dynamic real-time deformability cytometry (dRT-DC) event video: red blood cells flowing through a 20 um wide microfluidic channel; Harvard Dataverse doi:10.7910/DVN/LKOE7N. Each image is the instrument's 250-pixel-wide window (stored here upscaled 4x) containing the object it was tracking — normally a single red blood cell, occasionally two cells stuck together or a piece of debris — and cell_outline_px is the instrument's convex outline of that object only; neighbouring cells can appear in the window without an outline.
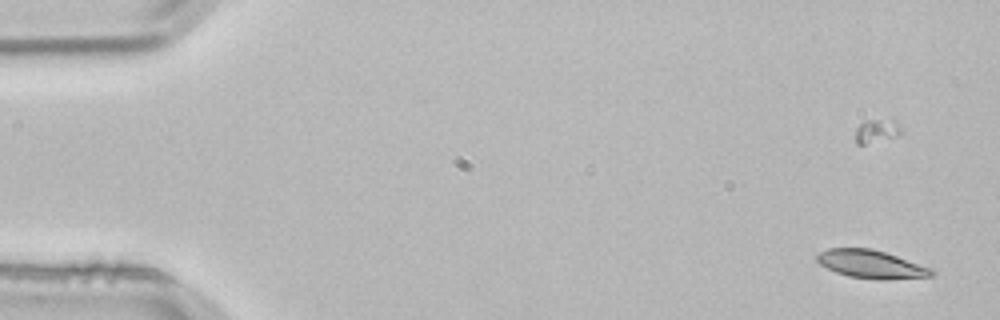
{"species": "common noctule bat (a hibernating species)", "species_latin": "Nyctalus noctula", "temperature_condition": "room temperature", "stored_images_in_passage": 4, "camera_frame_rate_fps": 3000, "um_per_image_px": 0.085, "animal": {"sex": "male", "body_mass_g": 21.5, "forearm_length_mm": 52.0}, "frame": {"image": 1, "passage_image": 1, "time_ms": 0.0, "image_size_px": [1000, 320], "cell_outline_px": [[936, 272], [932, 276], [848, 276], [836, 272], [820, 264], [816, 260], [816, 256], [820, 252], [828, 248], [872, 248], [932, 268]], "centroid_in_image_um": [73.95, 22.38], "position_along_channel_um": 11.0, "area_um2": 17.46}}